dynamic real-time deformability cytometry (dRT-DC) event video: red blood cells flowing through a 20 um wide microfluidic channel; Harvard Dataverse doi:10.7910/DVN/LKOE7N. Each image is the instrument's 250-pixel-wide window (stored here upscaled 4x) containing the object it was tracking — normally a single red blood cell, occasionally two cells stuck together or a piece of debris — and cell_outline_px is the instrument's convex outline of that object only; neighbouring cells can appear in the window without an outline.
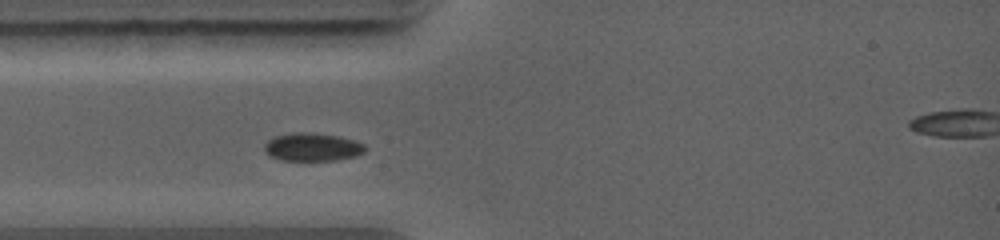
{"species": "common noctule bat (a hibernating species)", "species_latin": "Nyctalus noctula", "temperature_condition": "warm", "stored_images_in_passage": 9, "camera_frame_rate_fps": 5000, "um_per_image_px": 0.085, "animal": {"sex": "female", "body_mass_g": 19.0, "forearm_length_mm": 56.7}, "frame": {"image": 1, "passage_image": 1, "time_ms": 0.0, "image_size_px": [1000, 240], "cell_outline_px": [[364, 152], [356, 156], [336, 160], [280, 160], [272, 156], [264, 148], [264, 144], [268, 140], [276, 136], [292, 132], [316, 132], [340, 136], [364, 144]], "centroid_in_image_um": [26.56, 12.48], "position_along_channel_um": 58.4, "area_um2": 16.42}}
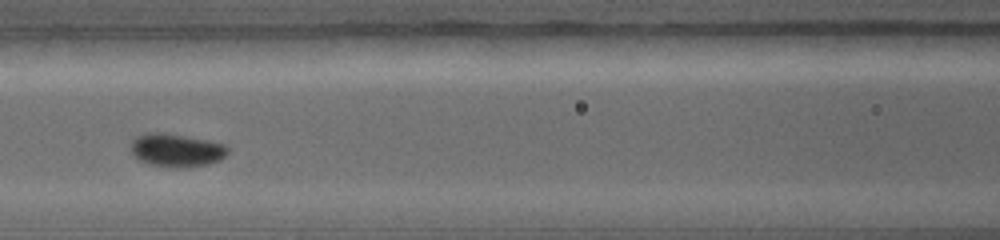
{"frame": {"image": 2, "passage_image": 3, "time_ms": 2.0, "image_size_px": [1000, 240], "cell_outline_px": [[228, 152], [220, 160], [208, 164], [188, 168], [172, 168], [148, 164], [140, 160], [132, 152], [132, 140], [136, 136], [144, 132], [164, 132], [208, 140], [228, 144]], "centroid_in_image_um": [15.02, 12.76], "position_along_channel_um": 151.6, "area_um2": 19.07}}
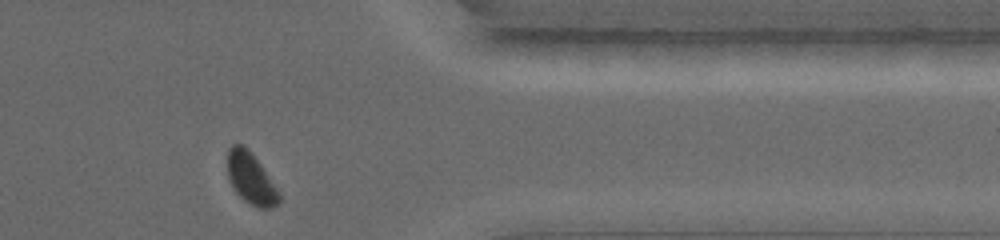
{"frame": {"image": 3, "passage_image": 9, "time_ms": 7.4, "image_size_px": [1000, 240], "cell_outline_px": [[280, 200], [272, 208], [260, 208], [244, 200], [236, 192], [228, 176], [228, 148], [232, 144], [244, 144], [248, 148], [260, 164], [280, 192]], "centroid_in_image_um": [21.33, 15.15], "position_along_channel_um": 390.1, "area_um2": 15.2}}